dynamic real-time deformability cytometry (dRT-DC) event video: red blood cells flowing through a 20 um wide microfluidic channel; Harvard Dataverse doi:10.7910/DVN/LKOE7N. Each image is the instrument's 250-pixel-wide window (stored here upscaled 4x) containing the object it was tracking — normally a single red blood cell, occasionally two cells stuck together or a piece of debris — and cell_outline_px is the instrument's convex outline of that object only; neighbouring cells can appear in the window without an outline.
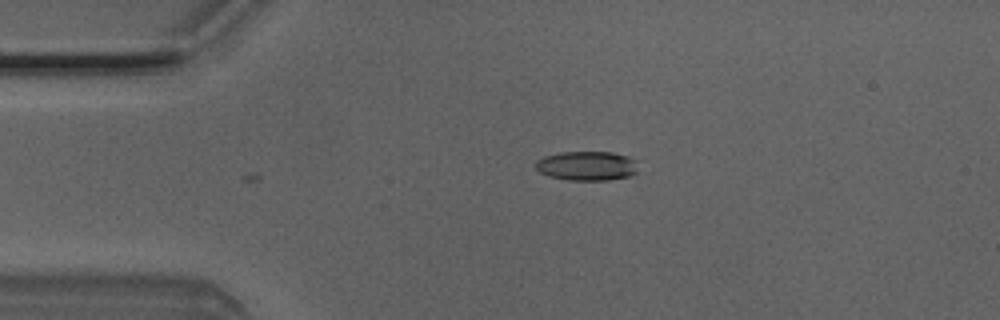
{"species": "Egyptian fruit bat (a non-hibernating species)", "species_latin": "Rousettus aegyptiacus", "temperature_condition": "room temperature", "stored_images_in_passage": 3, "camera_frame_rate_fps": 3000, "um_per_image_px": 0.085, "animal": {"sex": "male"}, "frame": {"image": 1, "passage_image": 3, "time_ms": 0.667, "image_size_px": [1000, 320], "cell_outline_px": [[636, 172], [628, 176], [608, 180], [568, 180], [548, 176], [540, 172], [536, 168], [536, 160], [544, 156], [560, 152], [612, 152], [628, 156], [636, 160]], "centroid_in_image_um": [49.87, 14.09], "position_along_channel_um": 35.1, "area_um2": 17.51}}